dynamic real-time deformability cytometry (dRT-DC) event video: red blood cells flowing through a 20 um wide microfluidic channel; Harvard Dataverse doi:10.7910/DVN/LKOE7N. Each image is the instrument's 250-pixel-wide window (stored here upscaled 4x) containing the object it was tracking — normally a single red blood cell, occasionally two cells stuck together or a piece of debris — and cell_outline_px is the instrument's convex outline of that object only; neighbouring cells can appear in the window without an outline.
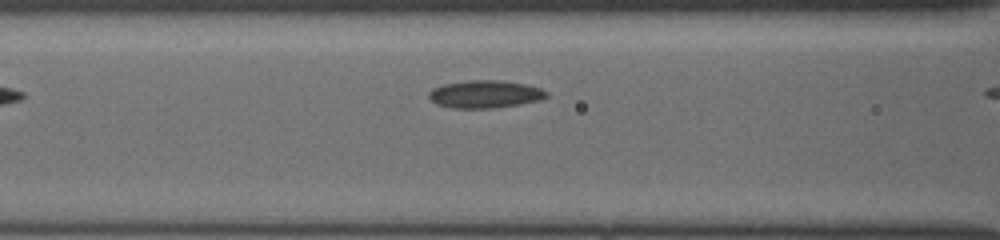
{"species": "common noctule bat (a hibernating species)", "species_latin": "Nyctalus noctula", "temperature_condition": "cold", "stored_images_in_passage": 7, "camera_frame_rate_fps": 3000, "um_per_image_px": 0.085, "animal": {"sex": "female", "body_mass_g": 19.5, "forearm_length_mm": 54.1}, "frame": {"image": 1, "passage_image": 6, "time_ms": 1.667, "image_size_px": [1000, 240], "cell_outline_px": [[548, 96], [540, 100], [520, 104], [492, 108], [452, 108], [436, 104], [428, 96], [428, 92], [432, 88], [444, 84], [468, 80], [500, 80], [524, 84], [540, 88], [548, 92]], "centroid_in_image_um": [41.21, 8.0], "position_along_channel_um": 125.4, "area_um2": 18.96}}